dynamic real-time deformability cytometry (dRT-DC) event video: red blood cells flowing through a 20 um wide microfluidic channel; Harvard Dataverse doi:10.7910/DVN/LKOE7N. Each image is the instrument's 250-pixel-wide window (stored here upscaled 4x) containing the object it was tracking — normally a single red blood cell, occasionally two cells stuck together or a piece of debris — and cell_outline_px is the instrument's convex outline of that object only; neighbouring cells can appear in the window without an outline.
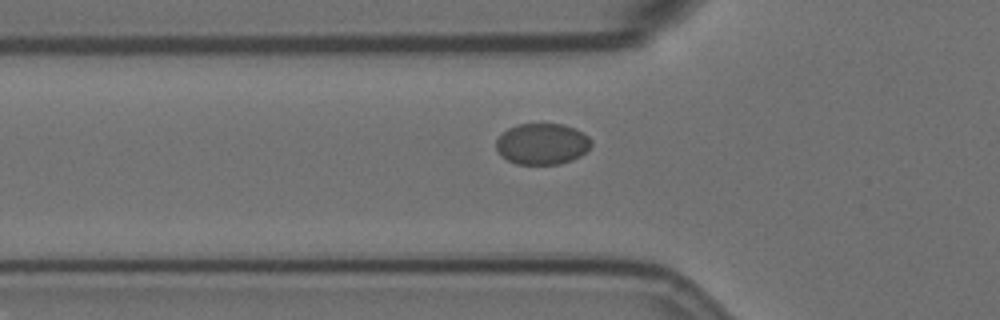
{"species": "Egyptian fruit bat (a non-hibernating species)", "species_latin": "Rousettus aegyptiacus", "temperature_condition": "room temperature", "stored_images_in_passage": 42, "camera_frame_rate_fps": 3000, "um_per_image_px": 0.085, "animal": {"sex": "female"}, "frame": {"image": 1, "passage_image": 11, "time_ms": 3.333, "image_size_px": [1000, 320], "cell_outline_px": [[592, 144], [580, 156], [572, 160], [560, 164], [516, 164], [500, 156], [496, 148], [496, 140], [508, 128], [516, 124], [564, 124], [588, 136], [592, 140]], "centroid_in_image_um": [46.06, 12.24], "position_along_channel_um": 79.7, "area_um2": 22.77}}
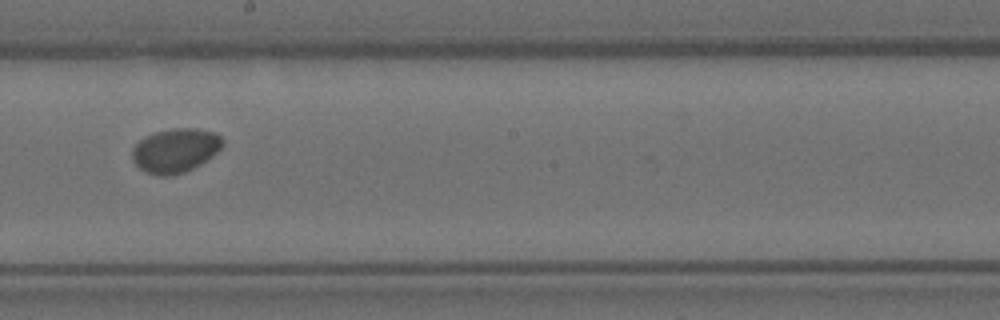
{"frame": {"image": 2, "passage_image": 24, "time_ms": 7.667, "image_size_px": [1000, 320], "cell_outline_px": [[224, 144], [212, 156], [200, 164], [184, 172], [172, 176], [156, 176], [144, 172], [132, 160], [132, 148], [140, 140], [156, 132], [172, 128], [196, 128], [216, 132], [224, 140]], "centroid_in_image_um": [14.91, 12.79], "position_along_channel_um": 233.3, "area_um2": 23.29}}
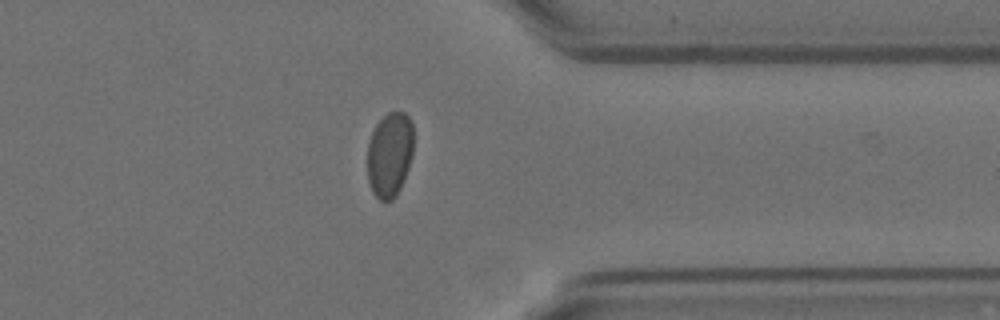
{"frame": {"image": 3, "passage_image": 37, "time_ms": 12.0, "image_size_px": [1000, 320], "cell_outline_px": [[412, 156], [408, 168], [400, 188], [396, 196], [392, 200], [380, 200], [372, 192], [368, 180], [368, 144], [372, 132], [376, 124], [388, 112], [404, 112], [408, 116], [412, 124]], "centroid_in_image_um": [33.12, 13.14], "position_along_channel_um": 378.3, "area_um2": 22.66}}